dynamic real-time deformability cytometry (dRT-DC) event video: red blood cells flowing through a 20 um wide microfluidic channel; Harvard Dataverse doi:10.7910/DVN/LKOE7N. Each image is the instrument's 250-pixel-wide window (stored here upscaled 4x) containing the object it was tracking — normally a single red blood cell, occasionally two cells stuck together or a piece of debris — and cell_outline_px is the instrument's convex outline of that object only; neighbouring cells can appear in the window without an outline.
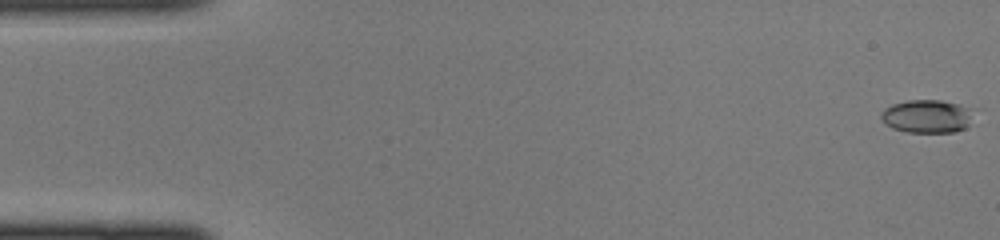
{"species": "common noctule bat (a hibernating species)", "species_latin": "Nyctalus noctula", "temperature_condition": "cold", "stored_images_in_passage": 45, "camera_frame_rate_fps": 3000, "um_per_image_px": 0.085, "animal": {"sex": "female", "body_mass_g": 22.0, "forearm_length_mm": 56.7}, "frame": {"image": 1, "passage_image": 1, "time_ms": 0.0, "image_size_px": [1000, 240], "cell_outline_px": [[984, 108], [964, 128], [952, 132], [908, 132], [892, 128], [880, 116], [880, 112], [884, 108], [892, 104], [908, 100], [940, 100]], "centroid_in_image_um": [78.97, 9.85], "position_along_channel_um": 6.0, "area_um2": 18.61}}
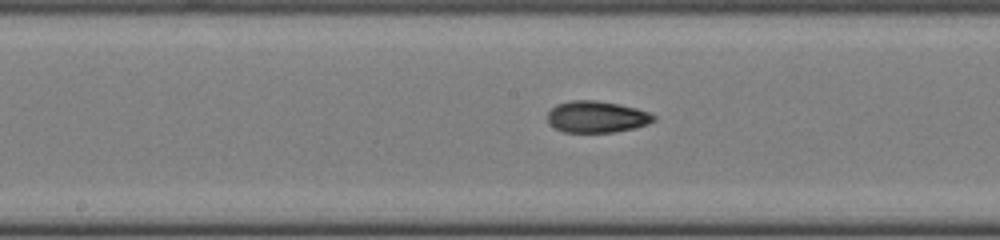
{"frame": {"image": 2, "passage_image": 23, "time_ms": 7.333, "image_size_px": [1000, 240], "cell_outline_px": [[656, 120], [648, 124], [636, 128], [612, 132], [564, 132], [548, 124], [548, 112], [556, 104], [572, 100], [596, 100], [620, 104], [636, 108], [648, 112], [656, 116]], "centroid_in_image_um": [50.73, 9.93], "position_along_channel_um": 197.5, "area_um2": 19.65}}
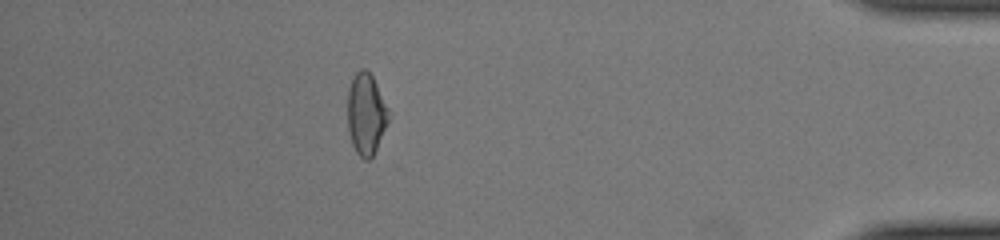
{"frame": {"image": 3, "passage_image": 40, "time_ms": 13.0, "image_size_px": [1000, 240], "cell_outline_px": [[388, 120], [376, 148], [372, 156], [368, 160], [364, 160], [356, 152], [352, 144], [348, 128], [348, 88], [356, 72], [360, 68], [364, 68], [372, 76], [388, 108]], "centroid_in_image_um": [31.09, 9.68], "position_along_channel_um": 404.1, "area_um2": 19.02}}